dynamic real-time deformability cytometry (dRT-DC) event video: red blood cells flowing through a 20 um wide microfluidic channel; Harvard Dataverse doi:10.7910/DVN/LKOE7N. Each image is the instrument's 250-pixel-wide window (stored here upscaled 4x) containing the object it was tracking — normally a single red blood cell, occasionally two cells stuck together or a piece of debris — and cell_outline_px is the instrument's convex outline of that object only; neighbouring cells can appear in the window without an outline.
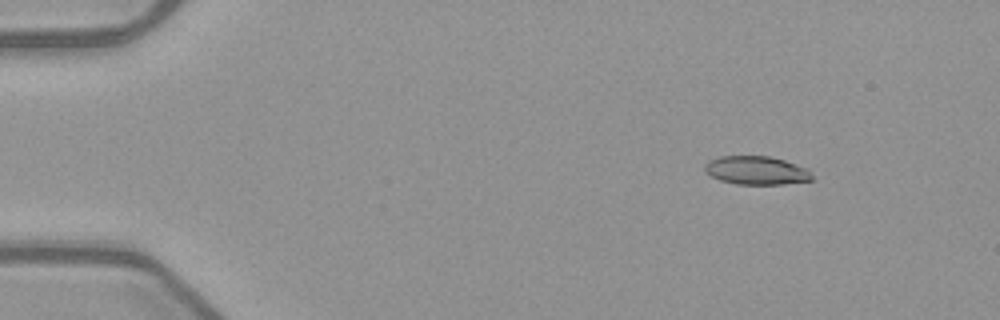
{"species": "common noctule bat (a hibernating species)", "species_latin": "Nyctalus noctula", "temperature_condition": "warm", "stored_images_in_passage": 53, "camera_frame_rate_fps": 3000, "um_per_image_px": 0.085, "animal": {"sex": "female", "body_mass_g": 21.9}, "frame": {"image": 1, "passage_image": 7, "time_ms": 2.0, "image_size_px": [1000, 320], "cell_outline_px": [[816, 180], [784, 184], [736, 184], [720, 180], [712, 176], [704, 168], [704, 164], [708, 160], [720, 156], [768, 156], [784, 160], [808, 168]], "centroid_in_image_um": [64.34, 14.48], "position_along_channel_um": 20.7, "area_um2": 17.92}}
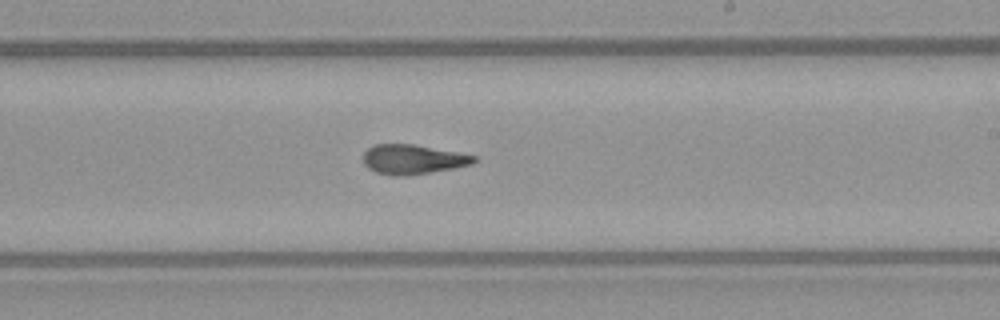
{"frame": {"image": 2, "passage_image": 32, "time_ms": 10.333, "image_size_px": [1000, 320], "cell_outline_px": [[476, 160], [472, 164], [456, 168], [408, 176], [392, 176], [376, 172], [368, 168], [364, 164], [364, 152], [368, 148], [376, 144], [412, 144], [456, 152], [476, 156]], "centroid_in_image_um": [35.08, 13.56], "position_along_channel_um": 253.9, "area_um2": 19.07}}
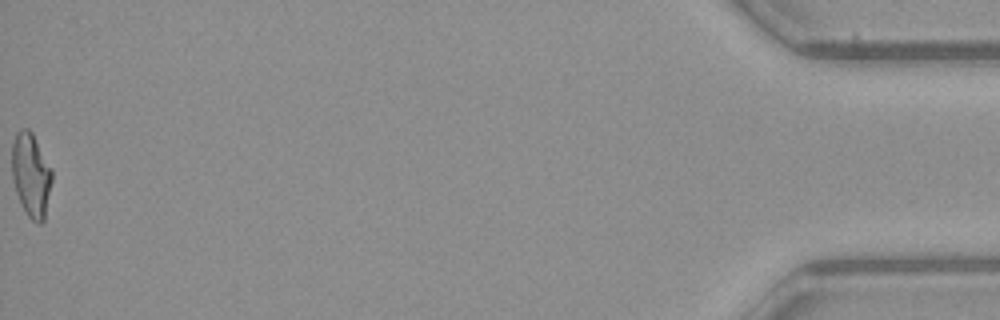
{"frame": {"image": 3, "passage_image": 53, "time_ms": 17.333, "image_size_px": [1000, 320], "cell_outline_px": [[52, 180], [44, 220], [40, 224], [36, 224], [28, 216], [16, 192], [12, 180], [12, 144], [16, 132], [20, 128], [28, 128], [32, 132], [52, 168]], "centroid_in_image_um": [2.64, 14.84], "position_along_channel_um": 432.6, "area_um2": 19.65}, "authors_computed_cell_mechanics": {"area_um2": 19.3052, "velocity_mm_per_s": 4.0023, "shape_relaxation_time_tau1_ms": 9.2631, "shape_relaxation_time_tau2_ms": 1.9609, "deformation_change_tau1": 0.2791, "deformation_change_tau2": 0.1092}}